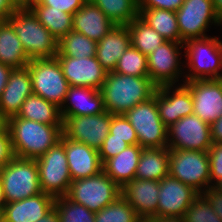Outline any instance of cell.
Masks as SVG:
<instances>
[{"label":"cell","instance_id":"obj_2","mask_svg":"<svg viewBox=\"0 0 222 222\" xmlns=\"http://www.w3.org/2000/svg\"><path fill=\"white\" fill-rule=\"evenodd\" d=\"M156 89L149 77L107 72L100 92L105 111L112 115H124L135 105L152 98Z\"/></svg>","mask_w":222,"mask_h":222},{"label":"cell","instance_id":"obj_6","mask_svg":"<svg viewBox=\"0 0 222 222\" xmlns=\"http://www.w3.org/2000/svg\"><path fill=\"white\" fill-rule=\"evenodd\" d=\"M33 94L56 104L64 105L69 84L56 57L32 59L27 64Z\"/></svg>","mask_w":222,"mask_h":222},{"label":"cell","instance_id":"obj_3","mask_svg":"<svg viewBox=\"0 0 222 222\" xmlns=\"http://www.w3.org/2000/svg\"><path fill=\"white\" fill-rule=\"evenodd\" d=\"M7 21L11 24L28 58H53L58 53V40L27 7H19Z\"/></svg>","mask_w":222,"mask_h":222},{"label":"cell","instance_id":"obj_23","mask_svg":"<svg viewBox=\"0 0 222 222\" xmlns=\"http://www.w3.org/2000/svg\"><path fill=\"white\" fill-rule=\"evenodd\" d=\"M55 204V198L44 192L20 201L6 203L5 222H36L44 217Z\"/></svg>","mask_w":222,"mask_h":222},{"label":"cell","instance_id":"obj_14","mask_svg":"<svg viewBox=\"0 0 222 222\" xmlns=\"http://www.w3.org/2000/svg\"><path fill=\"white\" fill-rule=\"evenodd\" d=\"M183 82L193 98V115L211 125L222 114V79Z\"/></svg>","mask_w":222,"mask_h":222},{"label":"cell","instance_id":"obj_27","mask_svg":"<svg viewBox=\"0 0 222 222\" xmlns=\"http://www.w3.org/2000/svg\"><path fill=\"white\" fill-rule=\"evenodd\" d=\"M169 148H143L135 173L141 180L161 181L169 173Z\"/></svg>","mask_w":222,"mask_h":222},{"label":"cell","instance_id":"obj_28","mask_svg":"<svg viewBox=\"0 0 222 222\" xmlns=\"http://www.w3.org/2000/svg\"><path fill=\"white\" fill-rule=\"evenodd\" d=\"M28 58L20 39L7 20L0 22V63L15 68L27 67Z\"/></svg>","mask_w":222,"mask_h":222},{"label":"cell","instance_id":"obj_55","mask_svg":"<svg viewBox=\"0 0 222 222\" xmlns=\"http://www.w3.org/2000/svg\"><path fill=\"white\" fill-rule=\"evenodd\" d=\"M0 222H5L4 221V210L0 209Z\"/></svg>","mask_w":222,"mask_h":222},{"label":"cell","instance_id":"obj_44","mask_svg":"<svg viewBox=\"0 0 222 222\" xmlns=\"http://www.w3.org/2000/svg\"><path fill=\"white\" fill-rule=\"evenodd\" d=\"M14 157L9 131L4 125L0 129V168Z\"/></svg>","mask_w":222,"mask_h":222},{"label":"cell","instance_id":"obj_12","mask_svg":"<svg viewBox=\"0 0 222 222\" xmlns=\"http://www.w3.org/2000/svg\"><path fill=\"white\" fill-rule=\"evenodd\" d=\"M211 146L210 125L196 115L185 116L167 128L169 149L208 152Z\"/></svg>","mask_w":222,"mask_h":222},{"label":"cell","instance_id":"obj_13","mask_svg":"<svg viewBox=\"0 0 222 222\" xmlns=\"http://www.w3.org/2000/svg\"><path fill=\"white\" fill-rule=\"evenodd\" d=\"M112 114L62 117L63 137L99 149L108 136Z\"/></svg>","mask_w":222,"mask_h":222},{"label":"cell","instance_id":"obj_31","mask_svg":"<svg viewBox=\"0 0 222 222\" xmlns=\"http://www.w3.org/2000/svg\"><path fill=\"white\" fill-rule=\"evenodd\" d=\"M138 11L139 17L166 41L180 42L179 25L175 11L157 8Z\"/></svg>","mask_w":222,"mask_h":222},{"label":"cell","instance_id":"obj_35","mask_svg":"<svg viewBox=\"0 0 222 222\" xmlns=\"http://www.w3.org/2000/svg\"><path fill=\"white\" fill-rule=\"evenodd\" d=\"M95 222H142V219L120 195L111 204L95 213Z\"/></svg>","mask_w":222,"mask_h":222},{"label":"cell","instance_id":"obj_1","mask_svg":"<svg viewBox=\"0 0 222 222\" xmlns=\"http://www.w3.org/2000/svg\"><path fill=\"white\" fill-rule=\"evenodd\" d=\"M15 157L37 159L56 145L63 133L62 125L43 124L12 116L5 121Z\"/></svg>","mask_w":222,"mask_h":222},{"label":"cell","instance_id":"obj_33","mask_svg":"<svg viewBox=\"0 0 222 222\" xmlns=\"http://www.w3.org/2000/svg\"><path fill=\"white\" fill-rule=\"evenodd\" d=\"M96 50L97 43L95 41L72 30L59 40L56 56L90 58L96 56Z\"/></svg>","mask_w":222,"mask_h":222},{"label":"cell","instance_id":"obj_34","mask_svg":"<svg viewBox=\"0 0 222 222\" xmlns=\"http://www.w3.org/2000/svg\"><path fill=\"white\" fill-rule=\"evenodd\" d=\"M91 2L116 26L128 25L139 16L136 0H92Z\"/></svg>","mask_w":222,"mask_h":222},{"label":"cell","instance_id":"obj_45","mask_svg":"<svg viewBox=\"0 0 222 222\" xmlns=\"http://www.w3.org/2000/svg\"><path fill=\"white\" fill-rule=\"evenodd\" d=\"M201 195L208 201L214 212L222 220V193L217 191L214 187H210L202 191Z\"/></svg>","mask_w":222,"mask_h":222},{"label":"cell","instance_id":"obj_26","mask_svg":"<svg viewBox=\"0 0 222 222\" xmlns=\"http://www.w3.org/2000/svg\"><path fill=\"white\" fill-rule=\"evenodd\" d=\"M142 149L139 144L128 145L125 150L103 164V171L122 188L135 179Z\"/></svg>","mask_w":222,"mask_h":222},{"label":"cell","instance_id":"obj_50","mask_svg":"<svg viewBox=\"0 0 222 222\" xmlns=\"http://www.w3.org/2000/svg\"><path fill=\"white\" fill-rule=\"evenodd\" d=\"M142 222H184V219L180 217L149 218L142 220Z\"/></svg>","mask_w":222,"mask_h":222},{"label":"cell","instance_id":"obj_42","mask_svg":"<svg viewBox=\"0 0 222 222\" xmlns=\"http://www.w3.org/2000/svg\"><path fill=\"white\" fill-rule=\"evenodd\" d=\"M87 0H32L30 4H42L59 9L65 13L74 14L78 11Z\"/></svg>","mask_w":222,"mask_h":222},{"label":"cell","instance_id":"obj_25","mask_svg":"<svg viewBox=\"0 0 222 222\" xmlns=\"http://www.w3.org/2000/svg\"><path fill=\"white\" fill-rule=\"evenodd\" d=\"M130 45L127 25H115L97 43L96 58L107 72H113L118 60Z\"/></svg>","mask_w":222,"mask_h":222},{"label":"cell","instance_id":"obj_52","mask_svg":"<svg viewBox=\"0 0 222 222\" xmlns=\"http://www.w3.org/2000/svg\"><path fill=\"white\" fill-rule=\"evenodd\" d=\"M5 204H6V201H5L4 194H3V185H2L1 178H0V209L4 210Z\"/></svg>","mask_w":222,"mask_h":222},{"label":"cell","instance_id":"obj_16","mask_svg":"<svg viewBox=\"0 0 222 222\" xmlns=\"http://www.w3.org/2000/svg\"><path fill=\"white\" fill-rule=\"evenodd\" d=\"M157 218L180 217L200 194L193 187L171 176L159 181Z\"/></svg>","mask_w":222,"mask_h":222},{"label":"cell","instance_id":"obj_22","mask_svg":"<svg viewBox=\"0 0 222 222\" xmlns=\"http://www.w3.org/2000/svg\"><path fill=\"white\" fill-rule=\"evenodd\" d=\"M103 112L105 109L101 92L80 86H69L64 105L60 108L61 117L97 115Z\"/></svg>","mask_w":222,"mask_h":222},{"label":"cell","instance_id":"obj_20","mask_svg":"<svg viewBox=\"0 0 222 222\" xmlns=\"http://www.w3.org/2000/svg\"><path fill=\"white\" fill-rule=\"evenodd\" d=\"M159 181L135 178L121 188V196L142 219L157 218Z\"/></svg>","mask_w":222,"mask_h":222},{"label":"cell","instance_id":"obj_8","mask_svg":"<svg viewBox=\"0 0 222 222\" xmlns=\"http://www.w3.org/2000/svg\"><path fill=\"white\" fill-rule=\"evenodd\" d=\"M169 152V176L193 187L200 194L213 187L209 185L211 180L207 151L169 149Z\"/></svg>","mask_w":222,"mask_h":222},{"label":"cell","instance_id":"obj_48","mask_svg":"<svg viewBox=\"0 0 222 222\" xmlns=\"http://www.w3.org/2000/svg\"><path fill=\"white\" fill-rule=\"evenodd\" d=\"M12 70V67L0 63V96L8 82V78Z\"/></svg>","mask_w":222,"mask_h":222},{"label":"cell","instance_id":"obj_56","mask_svg":"<svg viewBox=\"0 0 222 222\" xmlns=\"http://www.w3.org/2000/svg\"><path fill=\"white\" fill-rule=\"evenodd\" d=\"M5 125V120L0 116V129Z\"/></svg>","mask_w":222,"mask_h":222},{"label":"cell","instance_id":"obj_17","mask_svg":"<svg viewBox=\"0 0 222 222\" xmlns=\"http://www.w3.org/2000/svg\"><path fill=\"white\" fill-rule=\"evenodd\" d=\"M55 57L60 63L63 75L69 86L90 87L101 90L107 71L99 63L96 56L90 58Z\"/></svg>","mask_w":222,"mask_h":222},{"label":"cell","instance_id":"obj_37","mask_svg":"<svg viewBox=\"0 0 222 222\" xmlns=\"http://www.w3.org/2000/svg\"><path fill=\"white\" fill-rule=\"evenodd\" d=\"M59 222H95V212L77 204L66 196L55 198Z\"/></svg>","mask_w":222,"mask_h":222},{"label":"cell","instance_id":"obj_7","mask_svg":"<svg viewBox=\"0 0 222 222\" xmlns=\"http://www.w3.org/2000/svg\"><path fill=\"white\" fill-rule=\"evenodd\" d=\"M189 72L186 81L199 79H222V41L216 37L191 39L184 43Z\"/></svg>","mask_w":222,"mask_h":222},{"label":"cell","instance_id":"obj_54","mask_svg":"<svg viewBox=\"0 0 222 222\" xmlns=\"http://www.w3.org/2000/svg\"><path fill=\"white\" fill-rule=\"evenodd\" d=\"M212 184H213V187H214L217 191H219L220 193H222V180L219 181L216 185H214V183H212Z\"/></svg>","mask_w":222,"mask_h":222},{"label":"cell","instance_id":"obj_32","mask_svg":"<svg viewBox=\"0 0 222 222\" xmlns=\"http://www.w3.org/2000/svg\"><path fill=\"white\" fill-rule=\"evenodd\" d=\"M127 27L130 34L131 46L145 55H149L166 41L139 16L132 20Z\"/></svg>","mask_w":222,"mask_h":222},{"label":"cell","instance_id":"obj_4","mask_svg":"<svg viewBox=\"0 0 222 222\" xmlns=\"http://www.w3.org/2000/svg\"><path fill=\"white\" fill-rule=\"evenodd\" d=\"M6 203L20 201L42 193L36 159L13 157L0 168Z\"/></svg>","mask_w":222,"mask_h":222},{"label":"cell","instance_id":"obj_40","mask_svg":"<svg viewBox=\"0 0 222 222\" xmlns=\"http://www.w3.org/2000/svg\"><path fill=\"white\" fill-rule=\"evenodd\" d=\"M210 180L216 183L222 180V143H212L208 150Z\"/></svg>","mask_w":222,"mask_h":222},{"label":"cell","instance_id":"obj_9","mask_svg":"<svg viewBox=\"0 0 222 222\" xmlns=\"http://www.w3.org/2000/svg\"><path fill=\"white\" fill-rule=\"evenodd\" d=\"M124 116L134 128L141 147H167V127L158 114L156 91L152 98L135 105Z\"/></svg>","mask_w":222,"mask_h":222},{"label":"cell","instance_id":"obj_11","mask_svg":"<svg viewBox=\"0 0 222 222\" xmlns=\"http://www.w3.org/2000/svg\"><path fill=\"white\" fill-rule=\"evenodd\" d=\"M180 32V43L191 39L208 37L204 33L209 23L222 24L217 15L213 0H184L182 6L176 11ZM212 21V22H211Z\"/></svg>","mask_w":222,"mask_h":222},{"label":"cell","instance_id":"obj_10","mask_svg":"<svg viewBox=\"0 0 222 222\" xmlns=\"http://www.w3.org/2000/svg\"><path fill=\"white\" fill-rule=\"evenodd\" d=\"M41 191L54 198L66 196L72 182L64 144L59 141L36 159Z\"/></svg>","mask_w":222,"mask_h":222},{"label":"cell","instance_id":"obj_46","mask_svg":"<svg viewBox=\"0 0 222 222\" xmlns=\"http://www.w3.org/2000/svg\"><path fill=\"white\" fill-rule=\"evenodd\" d=\"M18 8L14 0H0V19L7 20Z\"/></svg>","mask_w":222,"mask_h":222},{"label":"cell","instance_id":"obj_30","mask_svg":"<svg viewBox=\"0 0 222 222\" xmlns=\"http://www.w3.org/2000/svg\"><path fill=\"white\" fill-rule=\"evenodd\" d=\"M27 8L58 41L72 31L73 14L42 4H29Z\"/></svg>","mask_w":222,"mask_h":222},{"label":"cell","instance_id":"obj_5","mask_svg":"<svg viewBox=\"0 0 222 222\" xmlns=\"http://www.w3.org/2000/svg\"><path fill=\"white\" fill-rule=\"evenodd\" d=\"M120 195L121 187L102 170L95 176L72 181L66 197L96 213Z\"/></svg>","mask_w":222,"mask_h":222},{"label":"cell","instance_id":"obj_18","mask_svg":"<svg viewBox=\"0 0 222 222\" xmlns=\"http://www.w3.org/2000/svg\"><path fill=\"white\" fill-rule=\"evenodd\" d=\"M173 85L156 89V105L161 121L168 128L185 116L193 115V98L190 90L183 84L170 91Z\"/></svg>","mask_w":222,"mask_h":222},{"label":"cell","instance_id":"obj_38","mask_svg":"<svg viewBox=\"0 0 222 222\" xmlns=\"http://www.w3.org/2000/svg\"><path fill=\"white\" fill-rule=\"evenodd\" d=\"M184 222H222L208 201L199 194L183 216Z\"/></svg>","mask_w":222,"mask_h":222},{"label":"cell","instance_id":"obj_21","mask_svg":"<svg viewBox=\"0 0 222 222\" xmlns=\"http://www.w3.org/2000/svg\"><path fill=\"white\" fill-rule=\"evenodd\" d=\"M32 94V80L28 67L13 69L0 96V116L6 121L17 115L21 105Z\"/></svg>","mask_w":222,"mask_h":222},{"label":"cell","instance_id":"obj_51","mask_svg":"<svg viewBox=\"0 0 222 222\" xmlns=\"http://www.w3.org/2000/svg\"><path fill=\"white\" fill-rule=\"evenodd\" d=\"M213 5L217 15L222 20V0H213Z\"/></svg>","mask_w":222,"mask_h":222},{"label":"cell","instance_id":"obj_53","mask_svg":"<svg viewBox=\"0 0 222 222\" xmlns=\"http://www.w3.org/2000/svg\"><path fill=\"white\" fill-rule=\"evenodd\" d=\"M19 7H27L32 0H14Z\"/></svg>","mask_w":222,"mask_h":222},{"label":"cell","instance_id":"obj_36","mask_svg":"<svg viewBox=\"0 0 222 222\" xmlns=\"http://www.w3.org/2000/svg\"><path fill=\"white\" fill-rule=\"evenodd\" d=\"M113 72L121 75L148 77L147 55L130 45L118 60Z\"/></svg>","mask_w":222,"mask_h":222},{"label":"cell","instance_id":"obj_43","mask_svg":"<svg viewBox=\"0 0 222 222\" xmlns=\"http://www.w3.org/2000/svg\"><path fill=\"white\" fill-rule=\"evenodd\" d=\"M184 0H136L138 10L144 9H165L177 11L183 4Z\"/></svg>","mask_w":222,"mask_h":222},{"label":"cell","instance_id":"obj_15","mask_svg":"<svg viewBox=\"0 0 222 222\" xmlns=\"http://www.w3.org/2000/svg\"><path fill=\"white\" fill-rule=\"evenodd\" d=\"M178 47L183 49V43L165 41L147 55L148 77L157 87L174 85L176 81L178 82L179 74H182L179 68L181 62L179 63L178 59L180 55Z\"/></svg>","mask_w":222,"mask_h":222},{"label":"cell","instance_id":"obj_24","mask_svg":"<svg viewBox=\"0 0 222 222\" xmlns=\"http://www.w3.org/2000/svg\"><path fill=\"white\" fill-rule=\"evenodd\" d=\"M115 24L92 2H86L73 14L72 30L98 43Z\"/></svg>","mask_w":222,"mask_h":222},{"label":"cell","instance_id":"obj_39","mask_svg":"<svg viewBox=\"0 0 222 222\" xmlns=\"http://www.w3.org/2000/svg\"><path fill=\"white\" fill-rule=\"evenodd\" d=\"M109 133L111 138H119L128 145H137L138 138L130 122L124 115H112Z\"/></svg>","mask_w":222,"mask_h":222},{"label":"cell","instance_id":"obj_29","mask_svg":"<svg viewBox=\"0 0 222 222\" xmlns=\"http://www.w3.org/2000/svg\"><path fill=\"white\" fill-rule=\"evenodd\" d=\"M16 116L49 125H62L63 121L56 104L35 94L27 97Z\"/></svg>","mask_w":222,"mask_h":222},{"label":"cell","instance_id":"obj_49","mask_svg":"<svg viewBox=\"0 0 222 222\" xmlns=\"http://www.w3.org/2000/svg\"><path fill=\"white\" fill-rule=\"evenodd\" d=\"M36 222H59L56 208L53 207L44 217L40 218Z\"/></svg>","mask_w":222,"mask_h":222},{"label":"cell","instance_id":"obj_19","mask_svg":"<svg viewBox=\"0 0 222 222\" xmlns=\"http://www.w3.org/2000/svg\"><path fill=\"white\" fill-rule=\"evenodd\" d=\"M72 181L95 176L103 170L98 150L84 143L61 137Z\"/></svg>","mask_w":222,"mask_h":222},{"label":"cell","instance_id":"obj_41","mask_svg":"<svg viewBox=\"0 0 222 222\" xmlns=\"http://www.w3.org/2000/svg\"><path fill=\"white\" fill-rule=\"evenodd\" d=\"M128 144L119 138H111V134L105 138L102 146L98 149L100 160L104 164L108 159L118 155L126 149Z\"/></svg>","mask_w":222,"mask_h":222},{"label":"cell","instance_id":"obj_47","mask_svg":"<svg viewBox=\"0 0 222 222\" xmlns=\"http://www.w3.org/2000/svg\"><path fill=\"white\" fill-rule=\"evenodd\" d=\"M212 143H222V114L210 125Z\"/></svg>","mask_w":222,"mask_h":222}]
</instances>
